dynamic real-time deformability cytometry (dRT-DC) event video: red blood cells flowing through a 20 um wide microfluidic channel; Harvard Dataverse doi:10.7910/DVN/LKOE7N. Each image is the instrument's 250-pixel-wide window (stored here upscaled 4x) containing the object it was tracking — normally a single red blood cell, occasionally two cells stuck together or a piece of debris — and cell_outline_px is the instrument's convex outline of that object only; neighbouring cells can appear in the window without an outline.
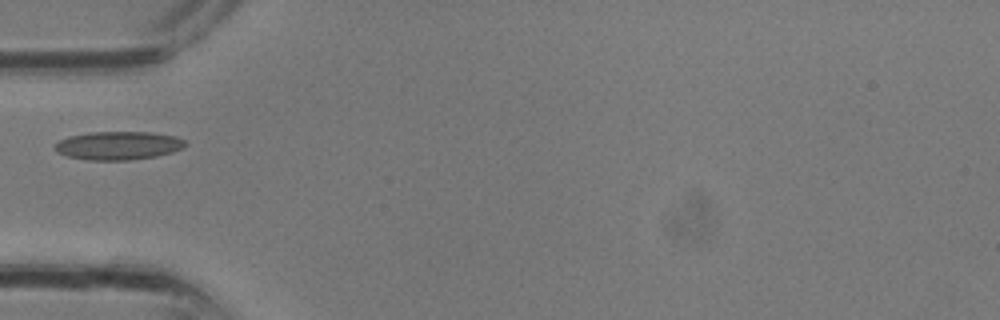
{"species": "common noctule bat (a hibernating species)", "species_latin": "Nyctalus noctula", "temperature_condition": "room temperature", "stored_images_in_passage": 22, "camera_frame_rate_fps": 3000, "um_per_image_px": 0.085, "animal": {"sex": "male", "body_mass_g": 13.3}, "frame": {"image": 1, "passage_image": 1, "time_ms": 0.0, "image_size_px": [1000, 320], "cell_outline_px": [[188, 144], [184, 148], [172, 152], [156, 156], [128, 160], [88, 160], [68, 156], [56, 152], [52, 148], [52, 144], [68, 136], [88, 132], [152, 132], [176, 136], [184, 140]], "centroid_in_image_um": [10.03, 12.36], "position_along_channel_um": 75.0, "area_um2": 21.85}}
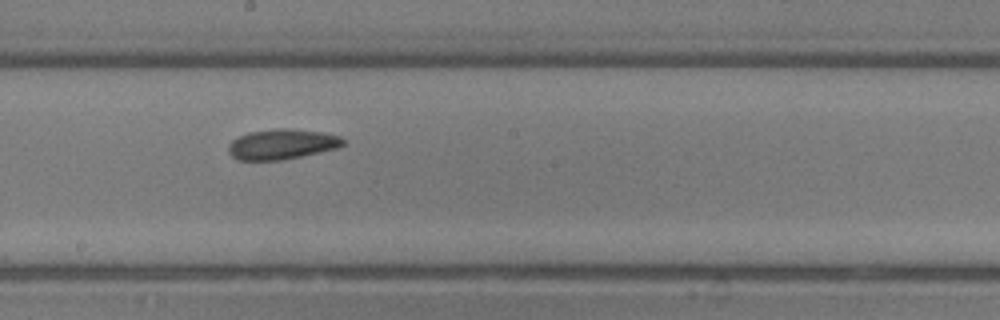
{"frame": {"image": 2, "passage_image": 8, "time_ms": 2.333, "image_size_px": [1000, 320], "cell_outline_px": [[344, 144], [340, 148], [284, 160], [236, 160], [228, 152], [228, 144], [232, 140], [248, 132], [276, 128], [288, 128], [320, 132], [340, 136], [344, 140]], "centroid_in_image_um": [23.96, 12.26], "position_along_channel_um": 224.2, "area_um2": 20.4}}
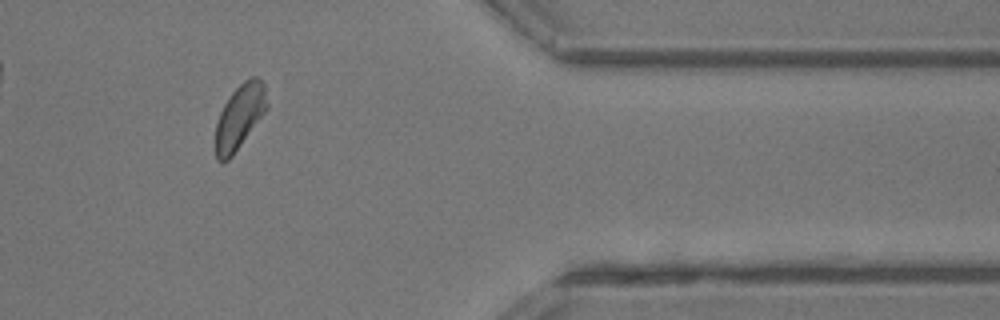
{"frame": {"image": 3, "passage_image": 17, "time_ms": 5.333, "image_size_px": [1000, 320], "cell_outline_px": [[268, 108], [232, 156], [228, 160], [216, 160], [216, 124], [220, 112], [224, 104], [232, 92], [244, 80], [252, 76], [256, 76], [264, 84], [268, 104]], "centroid_in_image_um": [20.38, 9.89], "position_along_channel_um": 391.0, "area_um2": 19.07}}